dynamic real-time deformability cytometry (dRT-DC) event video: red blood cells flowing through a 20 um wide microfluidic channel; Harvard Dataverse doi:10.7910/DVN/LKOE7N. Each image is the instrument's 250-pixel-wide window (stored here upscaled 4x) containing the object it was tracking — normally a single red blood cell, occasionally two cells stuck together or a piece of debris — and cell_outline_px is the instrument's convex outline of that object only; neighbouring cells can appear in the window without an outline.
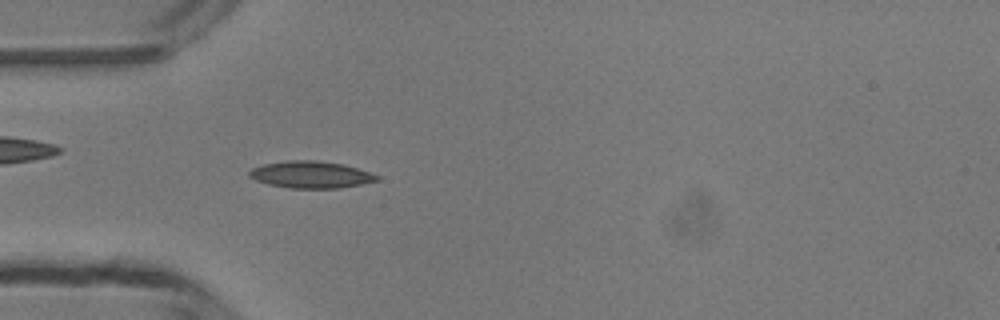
{"species": "common noctule bat (a hibernating species)", "species_latin": "Nyctalus noctula", "temperature_condition": "room temperature", "stored_images_in_passage": 48, "camera_frame_rate_fps": 3000, "um_per_image_px": 0.085, "animal": {"sex": "male", "body_mass_g": 13.3}, "frame": {"image": 1, "passage_image": 14, "time_ms": 4.333, "image_size_px": [1000, 320], "cell_outline_px": [[380, 180], [340, 188], [292, 188], [268, 184], [256, 180], [248, 176], [248, 172], [252, 168], [264, 164], [288, 160], [316, 160], [344, 164], [380, 176]], "centroid_in_image_um": [26.42, 14.84], "position_along_channel_um": 58.6, "area_um2": 19.94}}
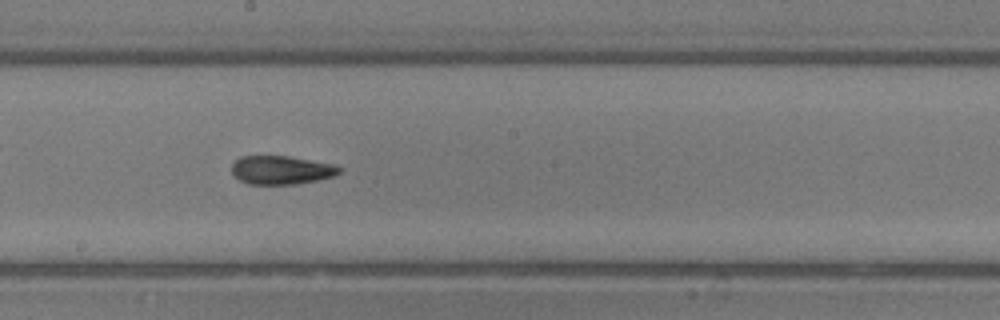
{"frame": {"image": 2, "passage_image": 26, "time_ms": 8.333, "image_size_px": [1000, 320], "cell_outline_px": [[344, 168], [336, 176], [296, 184], [248, 184], [232, 176], [232, 164], [240, 156], [288, 156], [336, 164]], "centroid_in_image_um": [23.94, 14.45], "position_along_channel_um": 224.3, "area_um2": 18.15}}
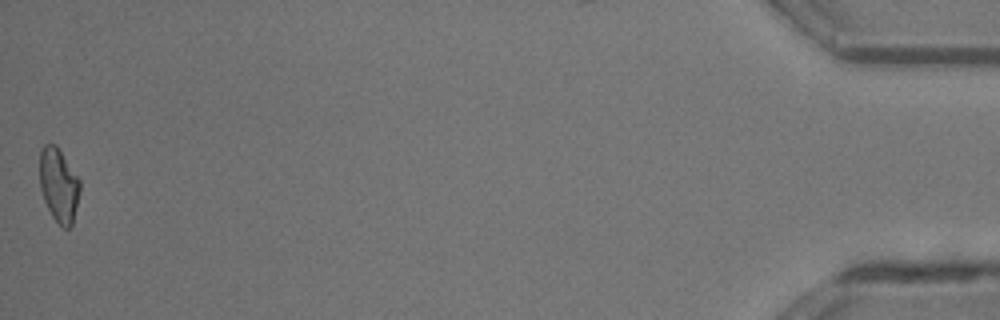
{"frame": {"image": 3, "passage_image": 48, "time_ms": 15.667, "image_size_px": [1000, 320], "cell_outline_px": [[80, 192], [72, 224], [68, 228], [64, 228], [52, 216], [44, 200], [40, 188], [40, 148], [44, 144], [56, 144], [80, 180]], "centroid_in_image_um": [4.99, 15.7], "position_along_channel_um": 430.2, "area_um2": 17.22}, "authors_computed_cell_mechanics": {"area_um2": 18.0336, "velocity_mm_per_s": 4.2062, "shape_relaxation_time_tau1_ms": 5.0009, "shape_relaxation_time_tau2_ms": 2.6653, "deformation_change_tau1": 0.1559, "deformation_change_tau2": 0.0991}}